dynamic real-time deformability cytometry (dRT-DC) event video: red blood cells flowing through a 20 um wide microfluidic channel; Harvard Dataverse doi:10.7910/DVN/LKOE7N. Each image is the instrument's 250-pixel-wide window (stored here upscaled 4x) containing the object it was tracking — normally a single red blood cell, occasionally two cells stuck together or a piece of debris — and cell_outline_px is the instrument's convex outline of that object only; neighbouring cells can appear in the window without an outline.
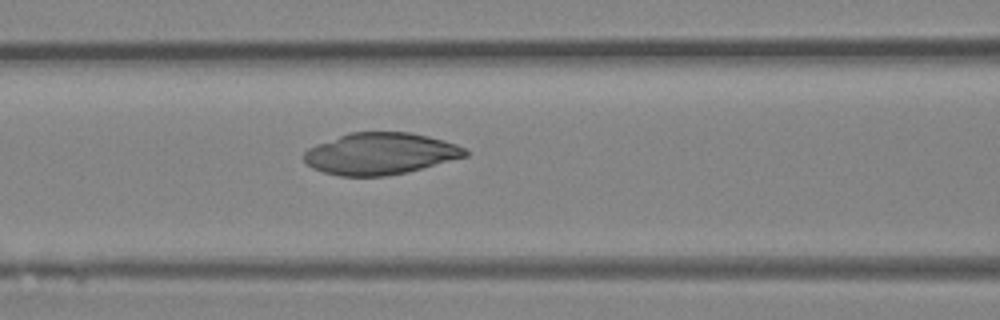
{"species": "Egyptian fruit bat (a non-hibernating species)", "species_latin": "Rousettus aegyptiacus", "temperature_condition": "room temperature", "stored_images_in_passage": 43, "camera_frame_rate_fps": 3000, "um_per_image_px": 0.085, "animal": {"sex": "female"}, "frame": {"image": 1, "passage_image": 18, "time_ms": 5.667, "image_size_px": [1000, 320], "cell_outline_px": [[468, 156], [408, 172], [384, 176], [340, 176], [324, 172], [312, 168], [304, 160], [304, 152], [308, 148], [316, 144], [348, 132], [408, 132], [428, 136], [444, 140], [456, 144], [464, 148], [468, 152]], "centroid_in_image_um": [32.32, 13.06], "position_along_channel_um": 134.3, "area_um2": 39.25}}
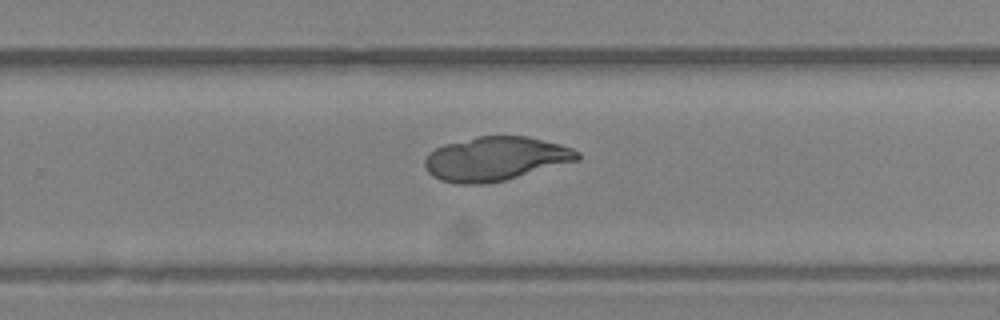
{"frame": {"image": 2, "passage_image": 28, "time_ms": 9.0, "image_size_px": [1000, 320], "cell_outline_px": [[580, 160], [504, 180], [484, 184], [460, 184], [440, 180], [432, 176], [428, 172], [424, 164], [424, 160], [428, 152], [444, 144], [480, 136], [528, 136], [560, 144], [572, 148], [580, 152]], "centroid_in_image_um": [42.11, 13.49], "position_along_channel_um": 287.7, "area_um2": 39.13}}
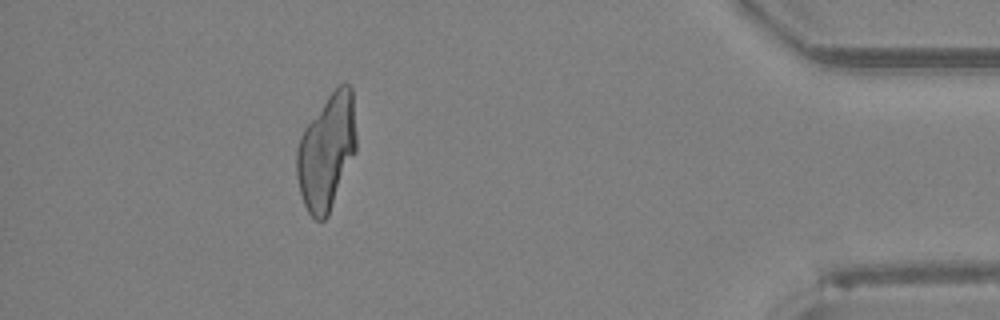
{"frame": {"image": 3, "passage_image": 39, "time_ms": 12.667, "image_size_px": [1000, 320], "cell_outline_px": [[356, 152], [328, 216], [324, 220], [316, 220], [308, 212], [304, 204], [300, 192], [296, 176], [296, 148], [300, 136], [304, 128], [328, 96], [340, 84], [348, 84], [352, 88], [356, 136]], "centroid_in_image_um": [27.75, 12.92], "position_along_channel_um": 407.4, "area_um2": 40.06}}